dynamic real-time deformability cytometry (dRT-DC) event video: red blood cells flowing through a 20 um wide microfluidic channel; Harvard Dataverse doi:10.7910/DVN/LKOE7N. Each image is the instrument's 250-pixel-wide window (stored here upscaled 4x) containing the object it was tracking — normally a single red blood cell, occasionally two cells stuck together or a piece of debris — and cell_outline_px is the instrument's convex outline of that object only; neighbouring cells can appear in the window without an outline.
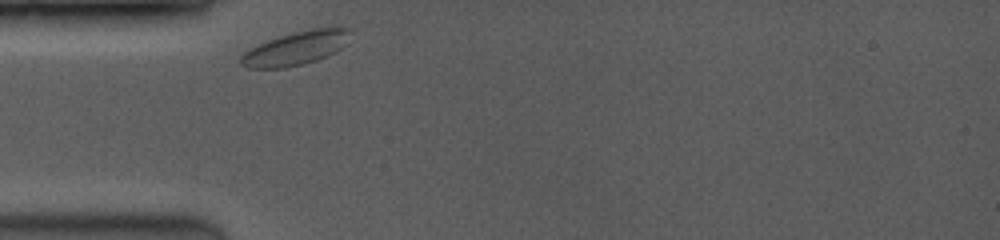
{"species": "common noctule bat (a hibernating species)", "species_latin": "Nyctalus noctula", "temperature_condition": "room temperature", "stored_images_in_passage": 35, "camera_frame_rate_fps": 3500, "um_per_image_px": 0.085, "animal": {"sex": "female", "body_mass_g": 19.0, "forearm_length_mm": 53.3}, "frame": {"image": 1, "passage_image": 1, "time_ms": 0.0, "image_size_px": [1000, 240], "cell_outline_px": [[352, 32], [344, 44], [340, 48], [328, 56], [304, 64], [284, 68], [248, 68], [240, 64], [240, 56], [248, 48], [268, 40], [280, 36], [312, 28], [336, 24], [348, 28]], "centroid_in_image_um": [25.18, 4.07], "position_along_channel_um": 59.8, "area_um2": 21.79}}
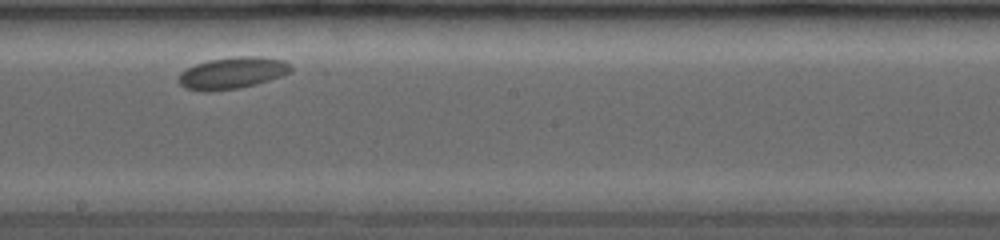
{"frame": {"image": 2, "passage_image": 18, "time_ms": 4.857, "image_size_px": [1000, 240], "cell_outline_px": [[292, 68], [288, 72], [280, 76], [256, 84], [240, 88], [208, 92], [204, 92], [184, 88], [176, 80], [180, 72], [196, 64], [208, 60], [240, 56], [260, 56], [284, 60], [292, 64]], "centroid_in_image_um": [19.71, 6.21], "position_along_channel_um": 228.5, "area_um2": 20.87}}
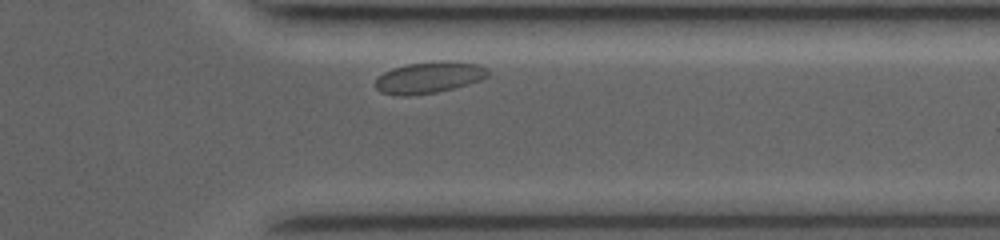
{"frame": {"image": 3, "passage_image": 32, "time_ms": 8.857, "image_size_px": [1000, 240], "cell_outline_px": [[488, 76], [480, 80], [468, 84], [436, 92], [408, 96], [400, 96], [380, 92], [376, 88], [376, 80], [384, 72], [392, 68], [408, 64], [432, 60], [456, 60], [480, 64], [488, 68]], "centroid_in_image_um": [36.51, 6.56], "position_along_channel_um": 374.9, "area_um2": 20.92}}